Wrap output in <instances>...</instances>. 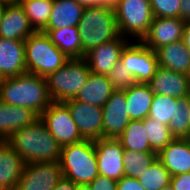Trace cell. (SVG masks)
Segmentation results:
<instances>
[{"instance_id": "cell-36", "label": "cell", "mask_w": 190, "mask_h": 190, "mask_svg": "<svg viewBox=\"0 0 190 190\" xmlns=\"http://www.w3.org/2000/svg\"><path fill=\"white\" fill-rule=\"evenodd\" d=\"M89 185L92 190H117V181L102 175H98Z\"/></svg>"}, {"instance_id": "cell-45", "label": "cell", "mask_w": 190, "mask_h": 190, "mask_svg": "<svg viewBox=\"0 0 190 190\" xmlns=\"http://www.w3.org/2000/svg\"><path fill=\"white\" fill-rule=\"evenodd\" d=\"M77 190H92L89 184L77 185Z\"/></svg>"}, {"instance_id": "cell-48", "label": "cell", "mask_w": 190, "mask_h": 190, "mask_svg": "<svg viewBox=\"0 0 190 190\" xmlns=\"http://www.w3.org/2000/svg\"><path fill=\"white\" fill-rule=\"evenodd\" d=\"M188 80H189V97H190V74L188 75Z\"/></svg>"}, {"instance_id": "cell-11", "label": "cell", "mask_w": 190, "mask_h": 190, "mask_svg": "<svg viewBox=\"0 0 190 190\" xmlns=\"http://www.w3.org/2000/svg\"><path fill=\"white\" fill-rule=\"evenodd\" d=\"M69 109L74 123L84 140L96 141L103 138V109L74 99L63 102Z\"/></svg>"}, {"instance_id": "cell-2", "label": "cell", "mask_w": 190, "mask_h": 190, "mask_svg": "<svg viewBox=\"0 0 190 190\" xmlns=\"http://www.w3.org/2000/svg\"><path fill=\"white\" fill-rule=\"evenodd\" d=\"M6 141L25 164L60 161L61 146L40 118L32 125L15 131Z\"/></svg>"}, {"instance_id": "cell-27", "label": "cell", "mask_w": 190, "mask_h": 190, "mask_svg": "<svg viewBox=\"0 0 190 190\" xmlns=\"http://www.w3.org/2000/svg\"><path fill=\"white\" fill-rule=\"evenodd\" d=\"M124 150L139 152H154L146 136L143 120H131L118 137Z\"/></svg>"}, {"instance_id": "cell-1", "label": "cell", "mask_w": 190, "mask_h": 190, "mask_svg": "<svg viewBox=\"0 0 190 190\" xmlns=\"http://www.w3.org/2000/svg\"><path fill=\"white\" fill-rule=\"evenodd\" d=\"M0 100L13 106L29 108L38 116L52 103L46 77L28 72L0 79Z\"/></svg>"}, {"instance_id": "cell-34", "label": "cell", "mask_w": 190, "mask_h": 190, "mask_svg": "<svg viewBox=\"0 0 190 190\" xmlns=\"http://www.w3.org/2000/svg\"><path fill=\"white\" fill-rule=\"evenodd\" d=\"M107 76L114 91H125L136 83L133 75L125 68L121 60L117 62Z\"/></svg>"}, {"instance_id": "cell-47", "label": "cell", "mask_w": 190, "mask_h": 190, "mask_svg": "<svg viewBox=\"0 0 190 190\" xmlns=\"http://www.w3.org/2000/svg\"><path fill=\"white\" fill-rule=\"evenodd\" d=\"M161 190H174V189H173L172 185L169 184V185L163 187Z\"/></svg>"}, {"instance_id": "cell-32", "label": "cell", "mask_w": 190, "mask_h": 190, "mask_svg": "<svg viewBox=\"0 0 190 190\" xmlns=\"http://www.w3.org/2000/svg\"><path fill=\"white\" fill-rule=\"evenodd\" d=\"M145 190H161L171 182V174L157 158L138 178Z\"/></svg>"}, {"instance_id": "cell-39", "label": "cell", "mask_w": 190, "mask_h": 190, "mask_svg": "<svg viewBox=\"0 0 190 190\" xmlns=\"http://www.w3.org/2000/svg\"><path fill=\"white\" fill-rule=\"evenodd\" d=\"M53 190H77V184L64 177L55 185Z\"/></svg>"}, {"instance_id": "cell-20", "label": "cell", "mask_w": 190, "mask_h": 190, "mask_svg": "<svg viewBox=\"0 0 190 190\" xmlns=\"http://www.w3.org/2000/svg\"><path fill=\"white\" fill-rule=\"evenodd\" d=\"M25 162L7 141L0 143V190H16Z\"/></svg>"}, {"instance_id": "cell-21", "label": "cell", "mask_w": 190, "mask_h": 190, "mask_svg": "<svg viewBox=\"0 0 190 190\" xmlns=\"http://www.w3.org/2000/svg\"><path fill=\"white\" fill-rule=\"evenodd\" d=\"M157 158L171 176L190 172V139L175 138L157 154Z\"/></svg>"}, {"instance_id": "cell-6", "label": "cell", "mask_w": 190, "mask_h": 190, "mask_svg": "<svg viewBox=\"0 0 190 190\" xmlns=\"http://www.w3.org/2000/svg\"><path fill=\"white\" fill-rule=\"evenodd\" d=\"M91 71L85 58H71L46 77L52 102L74 99L86 83Z\"/></svg>"}, {"instance_id": "cell-38", "label": "cell", "mask_w": 190, "mask_h": 190, "mask_svg": "<svg viewBox=\"0 0 190 190\" xmlns=\"http://www.w3.org/2000/svg\"><path fill=\"white\" fill-rule=\"evenodd\" d=\"M117 190H145L137 178L123 176L117 181Z\"/></svg>"}, {"instance_id": "cell-23", "label": "cell", "mask_w": 190, "mask_h": 190, "mask_svg": "<svg viewBox=\"0 0 190 190\" xmlns=\"http://www.w3.org/2000/svg\"><path fill=\"white\" fill-rule=\"evenodd\" d=\"M158 66L184 75L190 74V51L183 40L165 45L155 51Z\"/></svg>"}, {"instance_id": "cell-7", "label": "cell", "mask_w": 190, "mask_h": 190, "mask_svg": "<svg viewBox=\"0 0 190 190\" xmlns=\"http://www.w3.org/2000/svg\"><path fill=\"white\" fill-rule=\"evenodd\" d=\"M119 34L130 41H142L153 21L149 0H118L114 6Z\"/></svg>"}, {"instance_id": "cell-24", "label": "cell", "mask_w": 190, "mask_h": 190, "mask_svg": "<svg viewBox=\"0 0 190 190\" xmlns=\"http://www.w3.org/2000/svg\"><path fill=\"white\" fill-rule=\"evenodd\" d=\"M113 92L108 76L90 73L74 100L103 107Z\"/></svg>"}, {"instance_id": "cell-18", "label": "cell", "mask_w": 190, "mask_h": 190, "mask_svg": "<svg viewBox=\"0 0 190 190\" xmlns=\"http://www.w3.org/2000/svg\"><path fill=\"white\" fill-rule=\"evenodd\" d=\"M25 72L24 40L0 38V79L16 77Z\"/></svg>"}, {"instance_id": "cell-3", "label": "cell", "mask_w": 190, "mask_h": 190, "mask_svg": "<svg viewBox=\"0 0 190 190\" xmlns=\"http://www.w3.org/2000/svg\"><path fill=\"white\" fill-rule=\"evenodd\" d=\"M83 46V58L96 46L117 38L119 34L114 7L96 5L85 7L78 24Z\"/></svg>"}, {"instance_id": "cell-29", "label": "cell", "mask_w": 190, "mask_h": 190, "mask_svg": "<svg viewBox=\"0 0 190 190\" xmlns=\"http://www.w3.org/2000/svg\"><path fill=\"white\" fill-rule=\"evenodd\" d=\"M157 159L156 152L124 151V176L131 178L142 177L148 167Z\"/></svg>"}, {"instance_id": "cell-19", "label": "cell", "mask_w": 190, "mask_h": 190, "mask_svg": "<svg viewBox=\"0 0 190 190\" xmlns=\"http://www.w3.org/2000/svg\"><path fill=\"white\" fill-rule=\"evenodd\" d=\"M39 116L29 108L0 100V139L6 141L15 131L32 125Z\"/></svg>"}, {"instance_id": "cell-15", "label": "cell", "mask_w": 190, "mask_h": 190, "mask_svg": "<svg viewBox=\"0 0 190 190\" xmlns=\"http://www.w3.org/2000/svg\"><path fill=\"white\" fill-rule=\"evenodd\" d=\"M184 24L185 21L181 18L154 17L142 42L156 51L165 45L180 41L183 38Z\"/></svg>"}, {"instance_id": "cell-26", "label": "cell", "mask_w": 190, "mask_h": 190, "mask_svg": "<svg viewBox=\"0 0 190 190\" xmlns=\"http://www.w3.org/2000/svg\"><path fill=\"white\" fill-rule=\"evenodd\" d=\"M51 42L62 51L69 59L83 58V46L81 43L78 26L65 27L55 30H42Z\"/></svg>"}, {"instance_id": "cell-37", "label": "cell", "mask_w": 190, "mask_h": 190, "mask_svg": "<svg viewBox=\"0 0 190 190\" xmlns=\"http://www.w3.org/2000/svg\"><path fill=\"white\" fill-rule=\"evenodd\" d=\"M174 190H190V172L171 176V182Z\"/></svg>"}, {"instance_id": "cell-5", "label": "cell", "mask_w": 190, "mask_h": 190, "mask_svg": "<svg viewBox=\"0 0 190 190\" xmlns=\"http://www.w3.org/2000/svg\"><path fill=\"white\" fill-rule=\"evenodd\" d=\"M26 71L42 77L61 68L69 58L60 51L49 36L42 31H35L25 41Z\"/></svg>"}, {"instance_id": "cell-28", "label": "cell", "mask_w": 190, "mask_h": 190, "mask_svg": "<svg viewBox=\"0 0 190 190\" xmlns=\"http://www.w3.org/2000/svg\"><path fill=\"white\" fill-rule=\"evenodd\" d=\"M54 0H22L25 15L35 31H42L48 23Z\"/></svg>"}, {"instance_id": "cell-17", "label": "cell", "mask_w": 190, "mask_h": 190, "mask_svg": "<svg viewBox=\"0 0 190 190\" xmlns=\"http://www.w3.org/2000/svg\"><path fill=\"white\" fill-rule=\"evenodd\" d=\"M34 32L20 3L5 5L0 23V38L25 41Z\"/></svg>"}, {"instance_id": "cell-42", "label": "cell", "mask_w": 190, "mask_h": 190, "mask_svg": "<svg viewBox=\"0 0 190 190\" xmlns=\"http://www.w3.org/2000/svg\"><path fill=\"white\" fill-rule=\"evenodd\" d=\"M75 1L84 7L102 5V0H75Z\"/></svg>"}, {"instance_id": "cell-9", "label": "cell", "mask_w": 190, "mask_h": 190, "mask_svg": "<svg viewBox=\"0 0 190 190\" xmlns=\"http://www.w3.org/2000/svg\"><path fill=\"white\" fill-rule=\"evenodd\" d=\"M120 60L136 83H148L158 67L155 51L142 41H130L123 49Z\"/></svg>"}, {"instance_id": "cell-4", "label": "cell", "mask_w": 190, "mask_h": 190, "mask_svg": "<svg viewBox=\"0 0 190 190\" xmlns=\"http://www.w3.org/2000/svg\"><path fill=\"white\" fill-rule=\"evenodd\" d=\"M60 166L64 178L77 185L91 183L99 175L94 141L82 140L61 147Z\"/></svg>"}, {"instance_id": "cell-14", "label": "cell", "mask_w": 190, "mask_h": 190, "mask_svg": "<svg viewBox=\"0 0 190 190\" xmlns=\"http://www.w3.org/2000/svg\"><path fill=\"white\" fill-rule=\"evenodd\" d=\"M129 42V39L119 35L117 38L100 44L88 52L85 59L91 73L107 76L120 60L121 53Z\"/></svg>"}, {"instance_id": "cell-22", "label": "cell", "mask_w": 190, "mask_h": 190, "mask_svg": "<svg viewBox=\"0 0 190 190\" xmlns=\"http://www.w3.org/2000/svg\"><path fill=\"white\" fill-rule=\"evenodd\" d=\"M85 7L75 0H54L47 26L43 30H55L78 26Z\"/></svg>"}, {"instance_id": "cell-44", "label": "cell", "mask_w": 190, "mask_h": 190, "mask_svg": "<svg viewBox=\"0 0 190 190\" xmlns=\"http://www.w3.org/2000/svg\"><path fill=\"white\" fill-rule=\"evenodd\" d=\"M7 3H4V2H1L0 1V23H1V21H2V17H3V13H4V11H5V5H6Z\"/></svg>"}, {"instance_id": "cell-46", "label": "cell", "mask_w": 190, "mask_h": 190, "mask_svg": "<svg viewBox=\"0 0 190 190\" xmlns=\"http://www.w3.org/2000/svg\"><path fill=\"white\" fill-rule=\"evenodd\" d=\"M1 2L11 4V3H18V0H0Z\"/></svg>"}, {"instance_id": "cell-33", "label": "cell", "mask_w": 190, "mask_h": 190, "mask_svg": "<svg viewBox=\"0 0 190 190\" xmlns=\"http://www.w3.org/2000/svg\"><path fill=\"white\" fill-rule=\"evenodd\" d=\"M177 100L175 97L155 94L148 117L158 119L168 126L171 118L176 114Z\"/></svg>"}, {"instance_id": "cell-31", "label": "cell", "mask_w": 190, "mask_h": 190, "mask_svg": "<svg viewBox=\"0 0 190 190\" xmlns=\"http://www.w3.org/2000/svg\"><path fill=\"white\" fill-rule=\"evenodd\" d=\"M190 97L177 100L176 114L169 122V129L174 138L190 137Z\"/></svg>"}, {"instance_id": "cell-41", "label": "cell", "mask_w": 190, "mask_h": 190, "mask_svg": "<svg viewBox=\"0 0 190 190\" xmlns=\"http://www.w3.org/2000/svg\"><path fill=\"white\" fill-rule=\"evenodd\" d=\"M182 40L184 46L190 51V20L185 21Z\"/></svg>"}, {"instance_id": "cell-12", "label": "cell", "mask_w": 190, "mask_h": 190, "mask_svg": "<svg viewBox=\"0 0 190 190\" xmlns=\"http://www.w3.org/2000/svg\"><path fill=\"white\" fill-rule=\"evenodd\" d=\"M99 175L115 181L124 176V148L116 138H100L94 141Z\"/></svg>"}, {"instance_id": "cell-13", "label": "cell", "mask_w": 190, "mask_h": 190, "mask_svg": "<svg viewBox=\"0 0 190 190\" xmlns=\"http://www.w3.org/2000/svg\"><path fill=\"white\" fill-rule=\"evenodd\" d=\"M124 91H114L102 107L103 138H116L123 133L131 121Z\"/></svg>"}, {"instance_id": "cell-40", "label": "cell", "mask_w": 190, "mask_h": 190, "mask_svg": "<svg viewBox=\"0 0 190 190\" xmlns=\"http://www.w3.org/2000/svg\"><path fill=\"white\" fill-rule=\"evenodd\" d=\"M180 18L184 21L190 20V0H181Z\"/></svg>"}, {"instance_id": "cell-25", "label": "cell", "mask_w": 190, "mask_h": 190, "mask_svg": "<svg viewBox=\"0 0 190 190\" xmlns=\"http://www.w3.org/2000/svg\"><path fill=\"white\" fill-rule=\"evenodd\" d=\"M128 114L131 120H143L148 117L154 93L148 83H135L124 91Z\"/></svg>"}, {"instance_id": "cell-35", "label": "cell", "mask_w": 190, "mask_h": 190, "mask_svg": "<svg viewBox=\"0 0 190 190\" xmlns=\"http://www.w3.org/2000/svg\"><path fill=\"white\" fill-rule=\"evenodd\" d=\"M154 17L180 18L181 0H149Z\"/></svg>"}, {"instance_id": "cell-30", "label": "cell", "mask_w": 190, "mask_h": 190, "mask_svg": "<svg viewBox=\"0 0 190 190\" xmlns=\"http://www.w3.org/2000/svg\"><path fill=\"white\" fill-rule=\"evenodd\" d=\"M146 136L151 149L157 154L175 138L167 125L158 119L146 117L143 119Z\"/></svg>"}, {"instance_id": "cell-8", "label": "cell", "mask_w": 190, "mask_h": 190, "mask_svg": "<svg viewBox=\"0 0 190 190\" xmlns=\"http://www.w3.org/2000/svg\"><path fill=\"white\" fill-rule=\"evenodd\" d=\"M39 118L61 147L84 140L63 102H52Z\"/></svg>"}, {"instance_id": "cell-10", "label": "cell", "mask_w": 190, "mask_h": 190, "mask_svg": "<svg viewBox=\"0 0 190 190\" xmlns=\"http://www.w3.org/2000/svg\"><path fill=\"white\" fill-rule=\"evenodd\" d=\"M62 177L60 161L28 163L16 190H53Z\"/></svg>"}, {"instance_id": "cell-43", "label": "cell", "mask_w": 190, "mask_h": 190, "mask_svg": "<svg viewBox=\"0 0 190 190\" xmlns=\"http://www.w3.org/2000/svg\"><path fill=\"white\" fill-rule=\"evenodd\" d=\"M118 0H102V5L114 7Z\"/></svg>"}, {"instance_id": "cell-16", "label": "cell", "mask_w": 190, "mask_h": 190, "mask_svg": "<svg viewBox=\"0 0 190 190\" xmlns=\"http://www.w3.org/2000/svg\"><path fill=\"white\" fill-rule=\"evenodd\" d=\"M148 84L154 94L175 97L177 99L189 97L188 76L173 70L158 66L155 75Z\"/></svg>"}]
</instances>
